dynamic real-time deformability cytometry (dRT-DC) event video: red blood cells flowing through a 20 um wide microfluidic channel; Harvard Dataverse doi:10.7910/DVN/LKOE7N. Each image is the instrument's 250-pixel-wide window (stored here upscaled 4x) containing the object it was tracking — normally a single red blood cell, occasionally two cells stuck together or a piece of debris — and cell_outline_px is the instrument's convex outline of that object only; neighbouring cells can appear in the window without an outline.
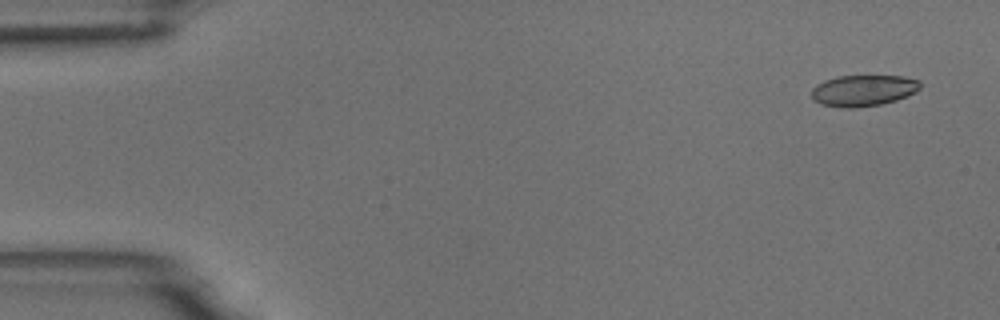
{"species": "common noctule bat (a hibernating species)", "species_latin": "Nyctalus noctula", "temperature_condition": "room temperature", "stored_images_in_passage": 6, "camera_frame_rate_fps": 3000, "um_per_image_px": 0.085, "animal": {"sex": "male", "body_mass_g": 18.8}, "frame": {"image": 1, "passage_image": 1, "time_ms": 0.0, "image_size_px": [1000, 320], "cell_outline_px": [[920, 88], [916, 92], [896, 100], [880, 104], [856, 108], [844, 108], [820, 104], [812, 100], [812, 88], [816, 84], [824, 80], [836, 76], [904, 76], [920, 80]], "centroid_in_image_um": [73.36, 7.69], "position_along_channel_um": 11.6, "area_um2": 19.94}}
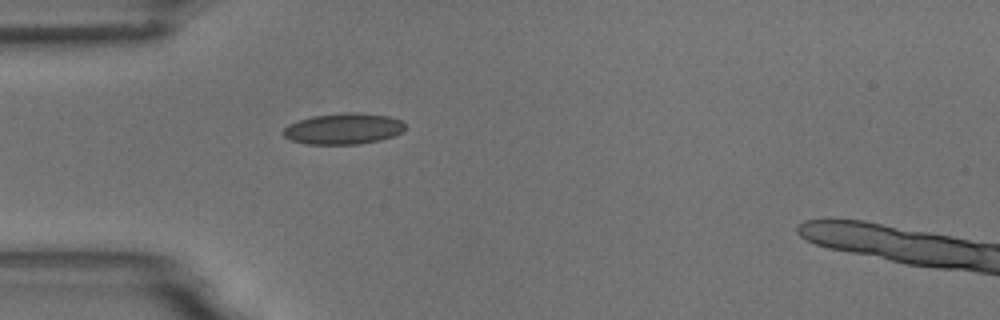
{"frame": {"image": 2, "passage_image": 5, "time_ms": 4.333, "image_size_px": [1000, 320], "cell_outline_px": [[404, 132], [380, 140], [360, 144], [308, 144], [292, 140], [284, 136], [284, 128], [288, 124], [312, 116], [344, 112], [360, 112], [388, 116], [400, 120], [404, 124]], "centroid_in_image_um": [29.21, 10.93], "position_along_channel_um": 55.8, "area_um2": 22.02}}